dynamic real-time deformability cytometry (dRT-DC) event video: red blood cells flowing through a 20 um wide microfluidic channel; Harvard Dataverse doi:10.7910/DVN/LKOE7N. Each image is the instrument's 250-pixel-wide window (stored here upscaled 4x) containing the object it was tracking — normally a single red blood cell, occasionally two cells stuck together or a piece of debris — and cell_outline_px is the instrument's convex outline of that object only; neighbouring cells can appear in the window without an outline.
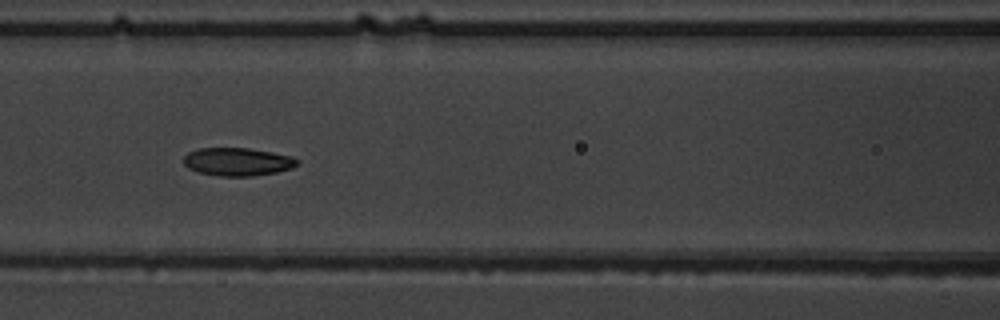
{"species": "common noctule bat (a hibernating species)", "species_latin": "Nyctalus noctula", "temperature_condition": "warm", "stored_images_in_passage": 7, "camera_frame_rate_fps": 3000, "um_per_image_px": 0.085, "animal": {"sex": "male", "body_mass_g": 19.5, "forearm_length_mm": 54.6}, "frame": {"image": 1, "passage_image": 6, "time_ms": 6.667, "image_size_px": [1000, 320], "cell_outline_px": [[300, 164], [292, 168], [276, 172], [252, 176], [216, 176], [200, 172], [188, 168], [184, 164], [184, 156], [188, 152], [200, 148], [248, 148], [272, 152], [292, 156], [300, 160]], "centroid_in_image_um": [20.22, 13.75], "position_along_channel_um": 146.4, "area_um2": 18.67}}
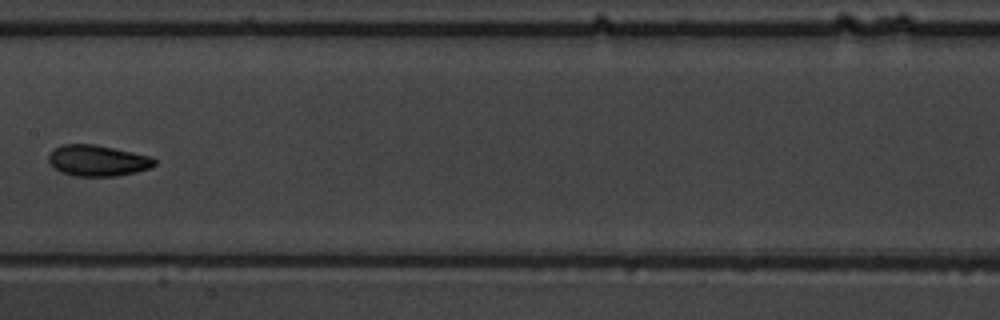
{"frame": {"image": 2, "passage_image": 7, "time_ms": 8.0, "image_size_px": [1000, 320], "cell_outline_px": [[156, 164], [152, 168], [136, 172], [116, 176], [76, 176], [60, 172], [48, 160], [48, 156], [52, 148], [64, 144], [96, 144], [152, 156], [156, 160]], "centroid_in_image_um": [8.32, 13.64], "position_along_channel_um": 199.1, "area_um2": 19.36}}